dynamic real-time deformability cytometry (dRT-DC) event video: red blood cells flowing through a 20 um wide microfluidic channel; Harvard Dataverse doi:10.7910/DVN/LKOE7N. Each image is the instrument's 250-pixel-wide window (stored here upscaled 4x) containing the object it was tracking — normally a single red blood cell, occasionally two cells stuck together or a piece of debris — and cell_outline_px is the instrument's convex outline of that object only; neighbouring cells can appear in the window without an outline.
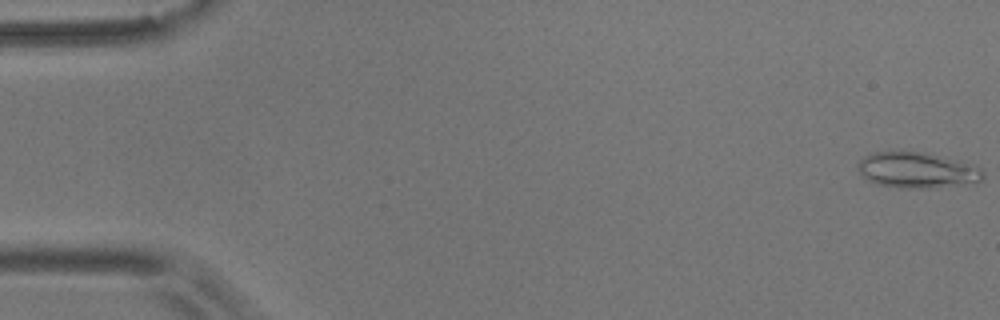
{"species": "common noctule bat (a hibernating species)", "species_latin": "Nyctalus noctula", "temperature_condition": "room temperature", "stored_images_in_passage": 15, "camera_frame_rate_fps": 3000, "um_per_image_px": 0.085, "animal": {"sex": "male", "body_mass_g": 17.9}, "frame": {"image": 1, "passage_image": 1, "time_ms": 0.0, "image_size_px": [1000, 320], "cell_outline_px": [[984, 176], [980, 180], [964, 184], [932, 188], [900, 188], [876, 184], [860, 176], [856, 168], [856, 164], [864, 156], [872, 152], [916, 152], [960, 160], [980, 168], [984, 172]], "centroid_in_image_um": [77.88, 14.48], "position_along_channel_um": 7.1, "area_um2": 26.01}}